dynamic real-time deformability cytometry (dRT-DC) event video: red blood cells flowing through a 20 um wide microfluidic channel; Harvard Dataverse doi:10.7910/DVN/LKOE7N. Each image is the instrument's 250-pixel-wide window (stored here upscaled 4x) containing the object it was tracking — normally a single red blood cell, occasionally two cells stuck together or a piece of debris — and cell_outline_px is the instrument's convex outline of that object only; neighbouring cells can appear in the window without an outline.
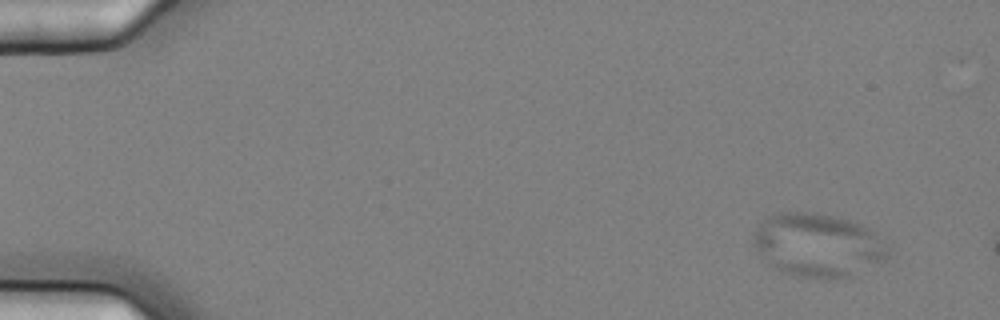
{"species": "common noctule bat (a hibernating species)", "species_latin": "Nyctalus noctula", "temperature_condition": "cold", "stored_images_in_passage": 4, "camera_frame_rate_fps": 3000, "um_per_image_px": 0.085, "animal": {"sex": "female", "body_mass_g": 25.1}, "frame": {"image": 1, "passage_image": 1, "time_ms": 0.0, "image_size_px": [1000, 320], "cell_outline_px": [[888, 256], [884, 260], [852, 276], [836, 280], [816, 280], [780, 272], [768, 264], [752, 244], [752, 240], [756, 228], [764, 216], [780, 212], [812, 212], [856, 220], [876, 232], [888, 244]], "centroid_in_image_um": [69.53, 20.84], "position_along_channel_um": 15.5, "area_um2": 51.1}}